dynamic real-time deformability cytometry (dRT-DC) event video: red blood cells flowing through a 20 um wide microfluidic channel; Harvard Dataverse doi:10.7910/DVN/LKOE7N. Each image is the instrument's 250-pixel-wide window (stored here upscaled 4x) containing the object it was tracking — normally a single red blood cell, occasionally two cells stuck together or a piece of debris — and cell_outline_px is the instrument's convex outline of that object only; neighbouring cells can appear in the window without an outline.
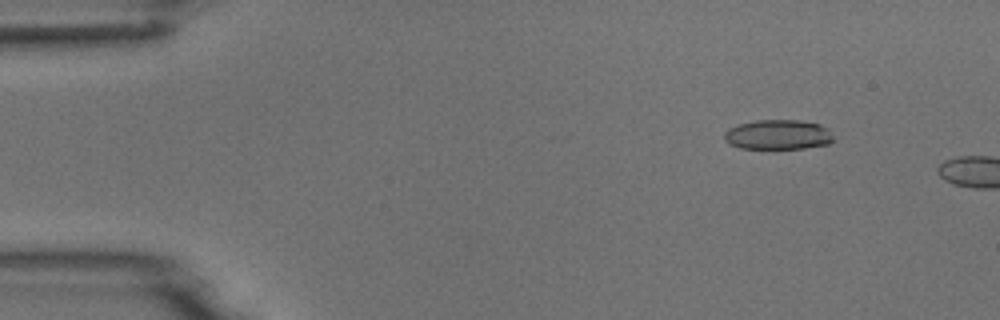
{"species": "common noctule bat (a hibernating species)", "species_latin": "Nyctalus noctula", "temperature_condition": "room temperature", "stored_images_in_passage": 3, "camera_frame_rate_fps": 3000, "um_per_image_px": 0.085, "animal": {"sex": "male", "body_mass_g": 18.8}, "frame": {"image": 1, "passage_image": 2, "time_ms": 1.0, "image_size_px": [1000, 320], "cell_outline_px": [[832, 140], [828, 144], [804, 148], [740, 148], [728, 144], [724, 140], [724, 132], [728, 128], [740, 124], [756, 120], [800, 120], [820, 124], [828, 128], [832, 136]], "centroid_in_image_um": [66.11, 11.44], "position_along_channel_um": 18.9, "area_um2": 18.96}}